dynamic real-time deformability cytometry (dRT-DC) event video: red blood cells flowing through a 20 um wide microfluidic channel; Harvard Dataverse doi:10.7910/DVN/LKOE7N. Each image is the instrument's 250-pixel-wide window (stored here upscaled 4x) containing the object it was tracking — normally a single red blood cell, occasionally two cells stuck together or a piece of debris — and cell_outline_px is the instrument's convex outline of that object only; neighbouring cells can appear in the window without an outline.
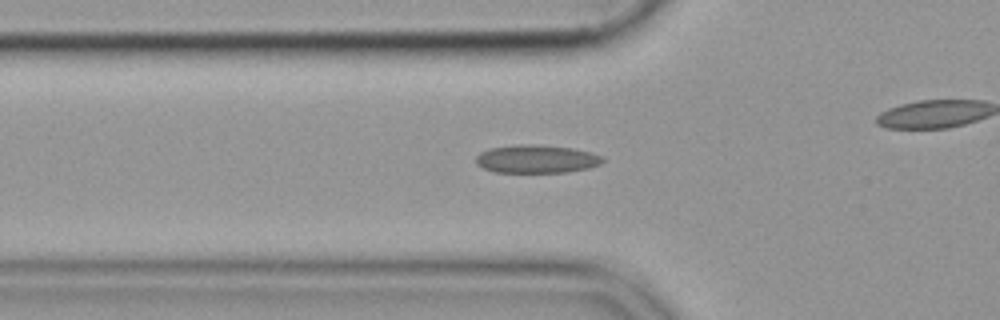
{"species": "common noctule bat (a hibernating species)", "species_latin": "Nyctalus noctula", "temperature_condition": "cold", "stored_images_in_passage": 46, "camera_frame_rate_fps": 3000, "um_per_image_px": 0.085, "animal": {"sex": "female", "body_mass_g": 19.9}, "frame": {"image": 1, "passage_image": 20, "time_ms": 6.333, "image_size_px": [1000, 320], "cell_outline_px": [[604, 160], [600, 164], [588, 168], [564, 172], [492, 172], [476, 164], [476, 156], [480, 152], [488, 148], [520, 144], [532, 144], [572, 148], [588, 152], [600, 156]], "centroid_in_image_um": [45.54, 13.51], "position_along_channel_um": 80.3, "area_um2": 20.63}}
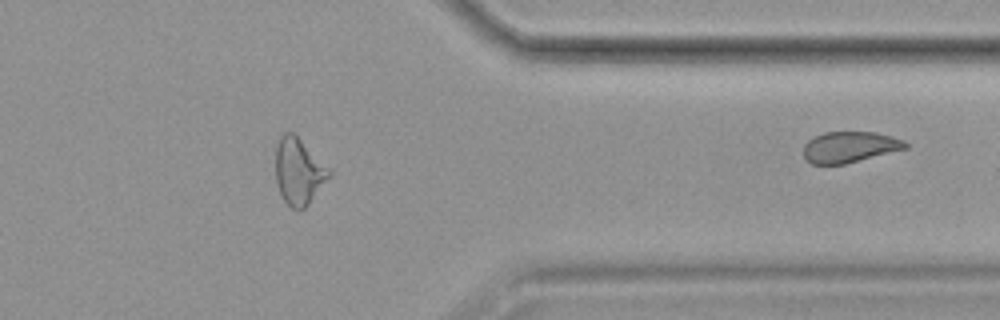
{"frame": {"image": 2, "passage_image": 46, "time_ms": 15.0, "image_size_px": [1000, 320], "cell_outline_px": [[908, 148], [844, 164], [812, 164], [804, 160], [804, 144], [812, 136], [824, 132], [876, 132], [892, 136], [904, 140], [908, 144]], "centroid_in_image_um": [72.2, 12.49], "position_along_channel_um": 339.2, "area_um2": 18.55}}